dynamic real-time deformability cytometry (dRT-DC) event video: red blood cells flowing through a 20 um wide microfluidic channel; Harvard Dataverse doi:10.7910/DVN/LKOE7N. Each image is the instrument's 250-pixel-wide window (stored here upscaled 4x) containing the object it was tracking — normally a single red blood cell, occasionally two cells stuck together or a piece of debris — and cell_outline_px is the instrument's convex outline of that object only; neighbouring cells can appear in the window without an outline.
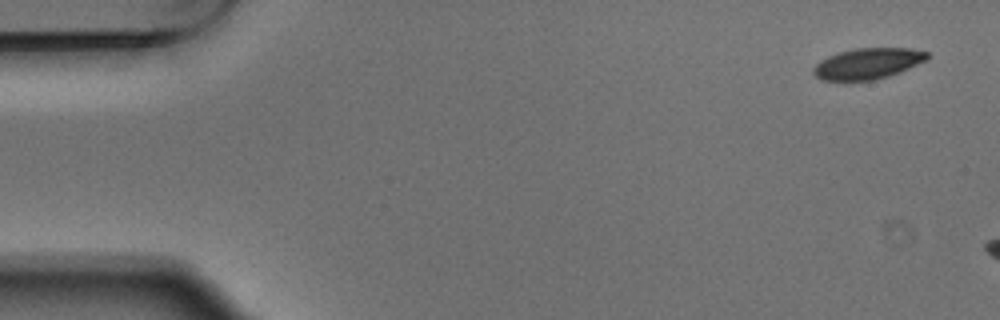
{"species": "Egyptian fruit bat (a non-hibernating species)", "species_latin": "Rousettus aegyptiacus", "temperature_condition": "warm", "stored_images_in_passage": 3, "camera_frame_rate_fps": 3000, "um_per_image_px": 0.085, "animal": {"sex": "male"}, "frame": {"image": 1, "passage_image": 1, "time_ms": 0.0, "image_size_px": [1000, 320], "cell_outline_px": [[928, 60], [900, 72], [888, 76], [872, 80], [820, 80], [812, 72], [812, 68], [820, 60], [828, 56], [840, 52], [856, 48], [912, 48], [928, 52]], "centroid_in_image_um": [73.77, 5.4], "position_along_channel_um": 11.2, "area_um2": 20.52}}